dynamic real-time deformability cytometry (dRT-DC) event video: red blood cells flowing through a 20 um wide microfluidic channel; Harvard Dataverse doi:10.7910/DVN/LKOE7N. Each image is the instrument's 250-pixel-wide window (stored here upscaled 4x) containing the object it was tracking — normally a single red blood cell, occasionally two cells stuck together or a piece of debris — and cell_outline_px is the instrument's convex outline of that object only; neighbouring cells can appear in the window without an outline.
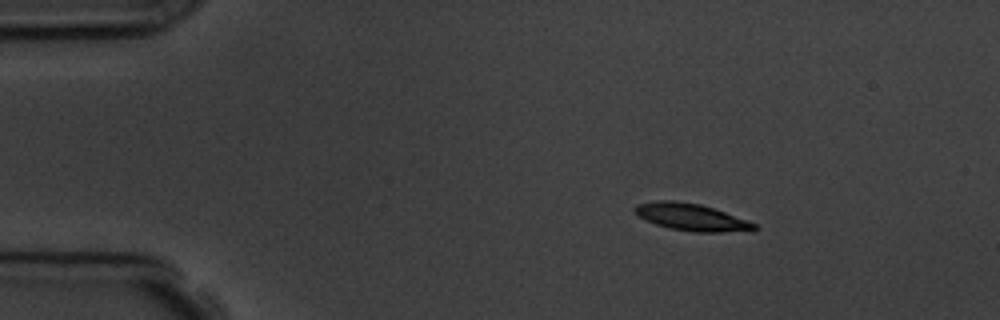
{"species": "common noctule bat (a hibernating species)", "species_latin": "Nyctalus noctula", "temperature_condition": "room temperature", "stored_images_in_passage": 4, "camera_frame_rate_fps": 3000, "um_per_image_px": 0.085, "animal": {"sex": "male", "body_mass_g": 19.5, "forearm_length_mm": 54.6}, "frame": {"image": 1, "passage_image": 2, "time_ms": 1.333, "image_size_px": [1000, 320], "cell_outline_px": [[756, 228], [752, 232], [696, 232], [668, 228], [644, 220], [632, 212], [632, 208], [636, 204], [656, 200], [672, 200], [700, 204], [748, 220], [756, 224]], "centroid_in_image_um": [58.74, 18.46], "position_along_channel_um": 26.3, "area_um2": 19.13}}